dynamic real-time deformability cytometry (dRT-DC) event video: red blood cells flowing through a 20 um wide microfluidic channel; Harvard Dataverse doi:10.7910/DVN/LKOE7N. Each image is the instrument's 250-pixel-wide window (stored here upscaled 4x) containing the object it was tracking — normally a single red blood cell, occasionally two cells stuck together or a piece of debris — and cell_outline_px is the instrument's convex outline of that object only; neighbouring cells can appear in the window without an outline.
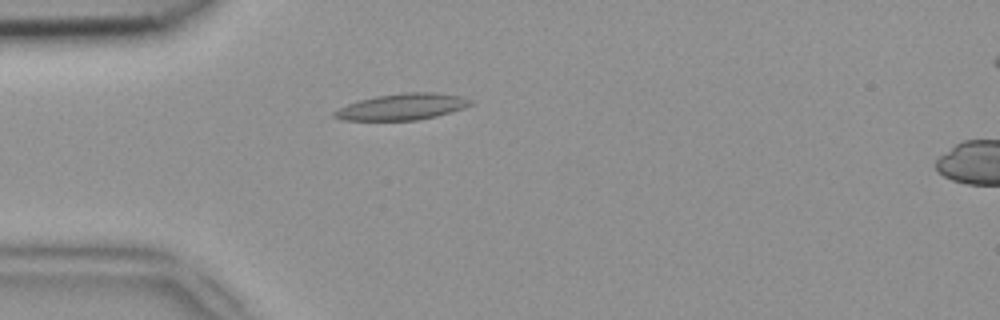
{"species": "common noctule bat (a hibernating species)", "species_latin": "Nyctalus noctula", "temperature_condition": "room temperature", "stored_images_in_passage": 50, "camera_frame_rate_fps": 3000, "um_per_image_px": 0.085, "animal": {"sex": "female", "body_mass_g": 18.4}, "frame": {"image": 1, "passage_image": 14, "time_ms": 4.333, "image_size_px": [1000, 320], "cell_outline_px": [[472, 104], [464, 108], [436, 116], [416, 120], [344, 120], [332, 116], [332, 112], [348, 104], [360, 100], [376, 96], [404, 92], [432, 92], [460, 96], [472, 100]], "centroid_in_image_um": [34.19, 9.07], "position_along_channel_um": 50.8, "area_um2": 20.69}}
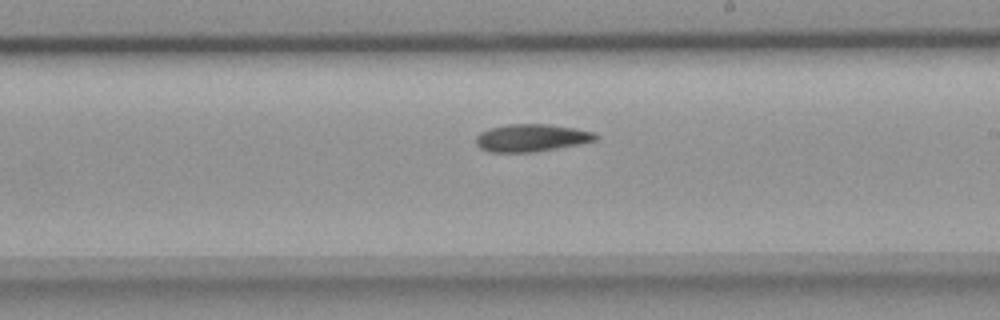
{"frame": {"image": 2, "passage_image": 29, "time_ms": 9.333, "image_size_px": [1000, 320], "cell_outline_px": [[596, 140], [556, 148], [532, 152], [488, 152], [480, 148], [476, 144], [476, 136], [480, 132], [488, 128], [508, 124], [548, 124], [576, 128], [592, 132], [596, 136]], "centroid_in_image_um": [45.09, 11.71], "position_along_channel_um": 243.9, "area_um2": 19.02}}
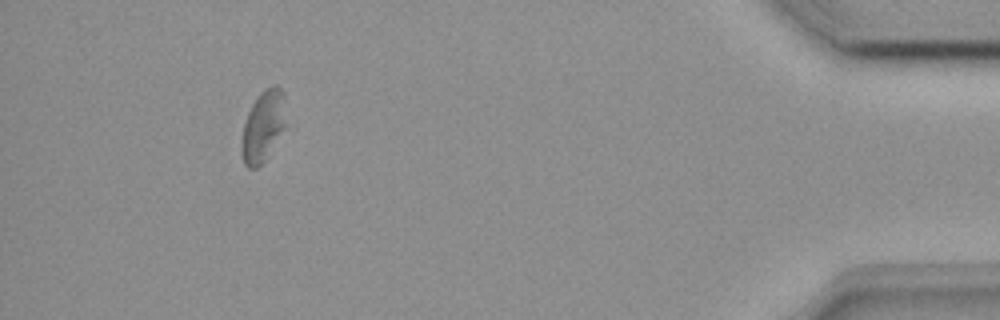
{"frame": {"image": 3, "passage_image": 46, "time_ms": 15.0, "image_size_px": [1000, 320], "cell_outline_px": [[284, 128], [264, 160], [256, 168], [248, 168], [244, 164], [240, 152], [240, 140], [244, 124], [248, 112], [252, 104], [260, 92], [264, 88], [272, 84], [276, 84], [284, 92]], "centroid_in_image_um": [22.32, 10.7], "position_along_channel_um": 412.9, "area_um2": 18.26}}